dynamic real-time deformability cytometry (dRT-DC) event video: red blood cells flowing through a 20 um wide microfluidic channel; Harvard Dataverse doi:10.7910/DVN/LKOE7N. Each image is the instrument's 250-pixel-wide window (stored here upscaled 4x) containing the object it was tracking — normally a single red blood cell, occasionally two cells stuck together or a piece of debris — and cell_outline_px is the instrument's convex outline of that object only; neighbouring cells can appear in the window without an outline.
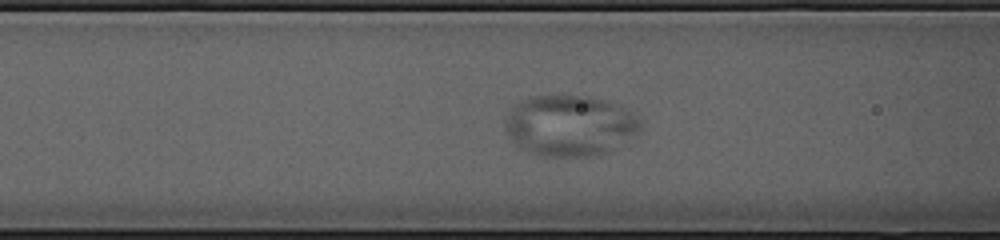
{"species": "common noctule bat (a hibernating species)", "species_latin": "Nyctalus noctula", "temperature_condition": "cold", "stored_images_in_passage": 29, "camera_frame_rate_fps": 3000, "um_per_image_px": 0.085, "animal": {"sex": "female", "body_mass_g": 23.0, "forearm_length_mm": 53.4}, "frame": {"image": 1, "passage_image": 4, "time_ms": 1.0, "image_size_px": [1000, 240], "cell_outline_px": [[640, 132], [628, 144], [592, 156], [544, 156], [528, 152], [520, 148], [504, 132], [504, 124], [508, 112], [516, 104], [532, 96], [564, 92], [588, 96], [604, 100], [624, 108], [632, 112], [640, 120]], "centroid_in_image_um": [48.44, 10.65], "position_along_channel_um": 118.2, "area_um2": 49.07}}
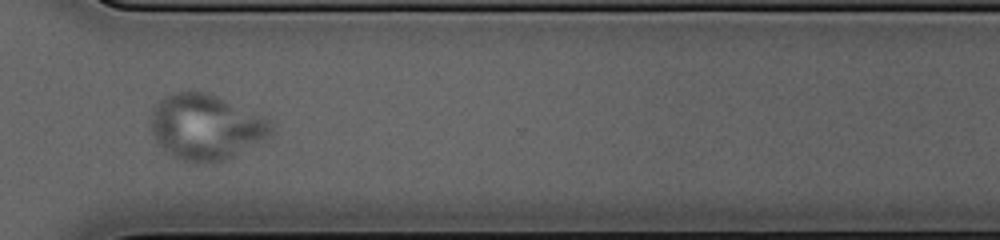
{"frame": {"image": 2, "passage_image": 23, "time_ms": 7.333, "image_size_px": [1000, 240], "cell_outline_px": [[272, 136], [224, 160], [188, 160], [164, 152], [152, 136], [148, 124], [152, 108], [164, 96], [172, 92], [188, 88], [204, 92], [216, 96], [264, 116], [272, 124]], "centroid_in_image_um": [17.43, 10.73], "position_along_channel_um": 353.2, "area_um2": 45.95}}
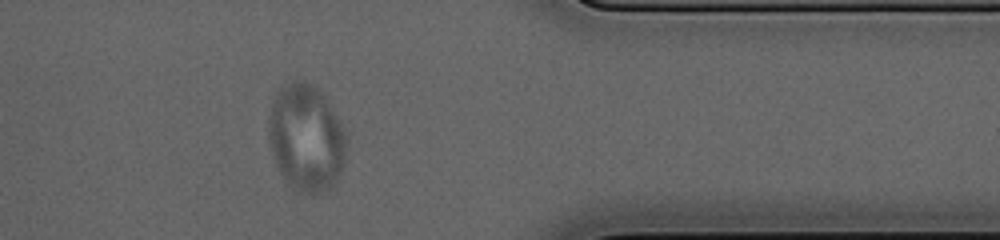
{"frame": {"image": 3, "passage_image": 27, "time_ms": 8.667, "image_size_px": [1000, 240], "cell_outline_px": [[348, 144], [344, 164], [336, 180], [328, 188], [316, 192], [308, 192], [296, 188], [280, 172], [272, 156], [268, 132], [268, 116], [272, 100], [276, 92], [280, 88], [296, 80], [304, 80], [312, 84], [324, 96], [332, 108], [344, 128], [348, 140]], "centroid_in_image_um": [26.03, 11.65], "position_along_channel_um": 385.4, "area_um2": 48.15}}